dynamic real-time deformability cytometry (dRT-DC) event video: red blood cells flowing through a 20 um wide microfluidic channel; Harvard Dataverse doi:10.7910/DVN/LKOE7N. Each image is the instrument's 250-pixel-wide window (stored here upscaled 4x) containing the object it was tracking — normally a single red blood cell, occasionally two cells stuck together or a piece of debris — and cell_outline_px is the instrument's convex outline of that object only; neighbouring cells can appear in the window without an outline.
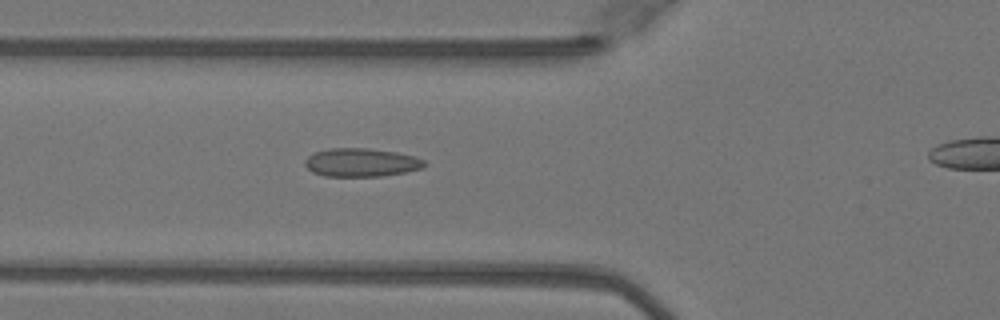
{"species": "Egyptian fruit bat (a non-hibernating species)", "species_latin": "Rousettus aegyptiacus", "temperature_condition": "warm", "stored_images_in_passage": 29, "camera_frame_rate_fps": 3000, "um_per_image_px": 0.085, "animal": {"sex": "female"}, "frame": {"image": 1, "passage_image": 3, "time_ms": 0.667, "image_size_px": [1000, 320], "cell_outline_px": [[428, 164], [424, 168], [404, 172], [380, 176], [324, 176], [312, 172], [304, 164], [304, 160], [308, 156], [316, 152], [328, 148], [368, 148], [396, 152], [412, 156], [424, 160]], "centroid_in_image_um": [30.7, 13.81], "position_along_channel_um": 95.1, "area_um2": 19.77}}
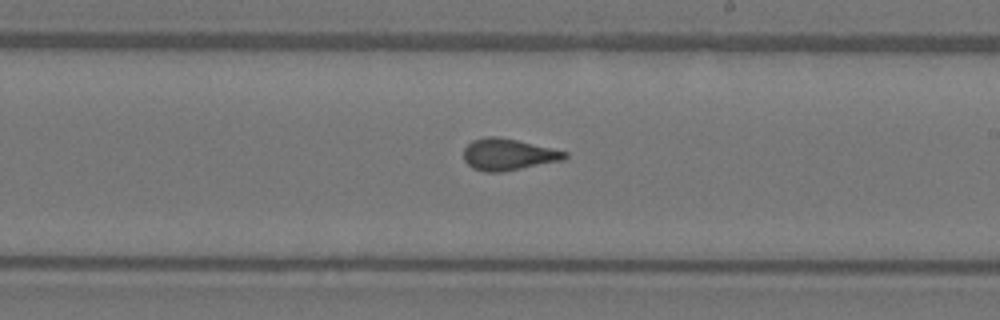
{"frame": {"image": 2, "passage_image": 14, "time_ms": 4.333, "image_size_px": [1000, 320], "cell_outline_px": [[568, 156], [564, 160], [500, 172], [484, 172], [472, 168], [464, 160], [464, 148], [472, 140], [488, 136], [496, 136], [516, 140], [552, 148], [568, 152]], "centroid_in_image_um": [43.19, 13.13], "position_along_channel_um": 245.8, "area_um2": 18.55}}
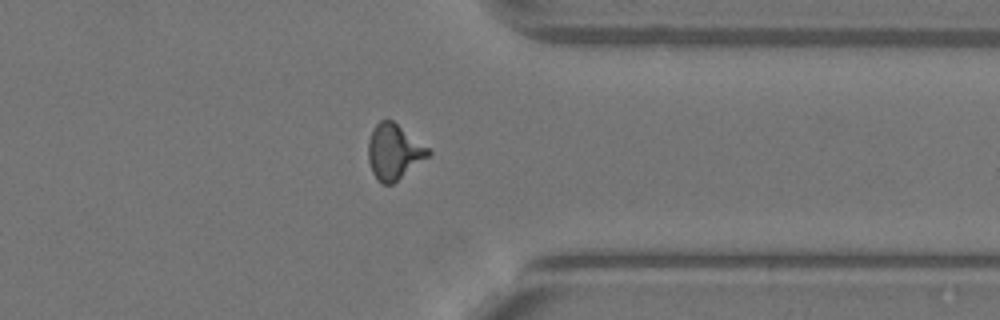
{"frame": {"image": 3, "passage_image": 24, "time_ms": 7.667, "image_size_px": [1000, 320], "cell_outline_px": [[432, 152], [428, 156], [392, 184], [380, 184], [372, 172], [368, 160], [368, 140], [376, 124], [380, 120], [392, 120], [428, 148]], "centroid_in_image_um": [33.45, 12.91], "position_along_channel_um": 378.0, "area_um2": 18.96}, "authors_computed_cell_mechanics": {"area_um2": 18.5538, "velocity_mm_per_s": 4.0982, "shape_relaxation_time_tau1_ms": null, "shape_relaxation_time_tau2_ms": 0.8398, "deformation_change_tau1": null, "deformation_change_tau2": 0.0787}}